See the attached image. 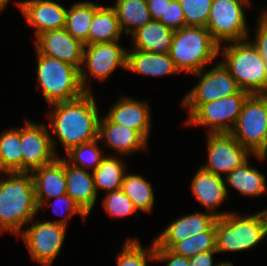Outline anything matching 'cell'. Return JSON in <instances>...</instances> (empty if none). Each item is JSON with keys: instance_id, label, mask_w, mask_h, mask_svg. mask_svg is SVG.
Segmentation results:
<instances>
[{"instance_id": "obj_1", "label": "cell", "mask_w": 267, "mask_h": 266, "mask_svg": "<svg viewBox=\"0 0 267 266\" xmlns=\"http://www.w3.org/2000/svg\"><path fill=\"white\" fill-rule=\"evenodd\" d=\"M96 101L93 92H85L77 99L47 106L51 142L58 157V144L66 153L74 146L98 139L101 111Z\"/></svg>"}, {"instance_id": "obj_2", "label": "cell", "mask_w": 267, "mask_h": 266, "mask_svg": "<svg viewBox=\"0 0 267 266\" xmlns=\"http://www.w3.org/2000/svg\"><path fill=\"white\" fill-rule=\"evenodd\" d=\"M31 172L0 173V234L17 237L34 218L38 219Z\"/></svg>"}, {"instance_id": "obj_3", "label": "cell", "mask_w": 267, "mask_h": 266, "mask_svg": "<svg viewBox=\"0 0 267 266\" xmlns=\"http://www.w3.org/2000/svg\"><path fill=\"white\" fill-rule=\"evenodd\" d=\"M267 239V206L255 213L231 211L216 220L218 253L250 251Z\"/></svg>"}, {"instance_id": "obj_4", "label": "cell", "mask_w": 267, "mask_h": 266, "mask_svg": "<svg viewBox=\"0 0 267 266\" xmlns=\"http://www.w3.org/2000/svg\"><path fill=\"white\" fill-rule=\"evenodd\" d=\"M219 46L206 27L185 26L174 32L168 54L181 74L190 75L216 62Z\"/></svg>"}, {"instance_id": "obj_5", "label": "cell", "mask_w": 267, "mask_h": 266, "mask_svg": "<svg viewBox=\"0 0 267 266\" xmlns=\"http://www.w3.org/2000/svg\"><path fill=\"white\" fill-rule=\"evenodd\" d=\"M219 57L241 90L262 94L267 89V64L248 39L221 44Z\"/></svg>"}, {"instance_id": "obj_6", "label": "cell", "mask_w": 267, "mask_h": 266, "mask_svg": "<svg viewBox=\"0 0 267 266\" xmlns=\"http://www.w3.org/2000/svg\"><path fill=\"white\" fill-rule=\"evenodd\" d=\"M36 87L46 104L70 101L86 91L80 81V71L69 63L40 54L36 49Z\"/></svg>"}, {"instance_id": "obj_7", "label": "cell", "mask_w": 267, "mask_h": 266, "mask_svg": "<svg viewBox=\"0 0 267 266\" xmlns=\"http://www.w3.org/2000/svg\"><path fill=\"white\" fill-rule=\"evenodd\" d=\"M204 69L190 74L198 78L195 84L182 97L180 106L190 115L200 104L209 103L223 97L236 94L241 89L236 80L221 61H216ZM213 66V67H212ZM208 68V69H207Z\"/></svg>"}, {"instance_id": "obj_8", "label": "cell", "mask_w": 267, "mask_h": 266, "mask_svg": "<svg viewBox=\"0 0 267 266\" xmlns=\"http://www.w3.org/2000/svg\"><path fill=\"white\" fill-rule=\"evenodd\" d=\"M252 0H213L206 28L219 44L242 41L251 32L246 8H252Z\"/></svg>"}, {"instance_id": "obj_9", "label": "cell", "mask_w": 267, "mask_h": 266, "mask_svg": "<svg viewBox=\"0 0 267 266\" xmlns=\"http://www.w3.org/2000/svg\"><path fill=\"white\" fill-rule=\"evenodd\" d=\"M119 42L122 41L84 46L83 63L79 71L80 81L86 92H93L90 78L104 83L117 69L126 72L128 47Z\"/></svg>"}, {"instance_id": "obj_10", "label": "cell", "mask_w": 267, "mask_h": 266, "mask_svg": "<svg viewBox=\"0 0 267 266\" xmlns=\"http://www.w3.org/2000/svg\"><path fill=\"white\" fill-rule=\"evenodd\" d=\"M251 94L240 90L236 94L200 104L184 120L185 125L206 128L205 133H230L242 111L244 102Z\"/></svg>"}, {"instance_id": "obj_11", "label": "cell", "mask_w": 267, "mask_h": 266, "mask_svg": "<svg viewBox=\"0 0 267 266\" xmlns=\"http://www.w3.org/2000/svg\"><path fill=\"white\" fill-rule=\"evenodd\" d=\"M253 155L267 156V101L261 94H251L230 132Z\"/></svg>"}, {"instance_id": "obj_12", "label": "cell", "mask_w": 267, "mask_h": 266, "mask_svg": "<svg viewBox=\"0 0 267 266\" xmlns=\"http://www.w3.org/2000/svg\"><path fill=\"white\" fill-rule=\"evenodd\" d=\"M38 220L34 217L17 238L23 240L33 262L40 266H53L64 246L68 227Z\"/></svg>"}, {"instance_id": "obj_13", "label": "cell", "mask_w": 267, "mask_h": 266, "mask_svg": "<svg viewBox=\"0 0 267 266\" xmlns=\"http://www.w3.org/2000/svg\"><path fill=\"white\" fill-rule=\"evenodd\" d=\"M205 134L207 160L205 164L200 165L205 171L225 177L235 168L242 166L251 157L262 163L267 160V156L253 155L231 133Z\"/></svg>"}, {"instance_id": "obj_14", "label": "cell", "mask_w": 267, "mask_h": 266, "mask_svg": "<svg viewBox=\"0 0 267 266\" xmlns=\"http://www.w3.org/2000/svg\"><path fill=\"white\" fill-rule=\"evenodd\" d=\"M21 127L23 171L32 172L53 162L56 155L47 123L24 119Z\"/></svg>"}, {"instance_id": "obj_15", "label": "cell", "mask_w": 267, "mask_h": 266, "mask_svg": "<svg viewBox=\"0 0 267 266\" xmlns=\"http://www.w3.org/2000/svg\"><path fill=\"white\" fill-rule=\"evenodd\" d=\"M104 115L115 124L136 130L148 143L152 132L151 105L146 100L120 95Z\"/></svg>"}, {"instance_id": "obj_16", "label": "cell", "mask_w": 267, "mask_h": 266, "mask_svg": "<svg viewBox=\"0 0 267 266\" xmlns=\"http://www.w3.org/2000/svg\"><path fill=\"white\" fill-rule=\"evenodd\" d=\"M32 43L40 54L69 63L80 70L85 45L65 28L45 31Z\"/></svg>"}, {"instance_id": "obj_17", "label": "cell", "mask_w": 267, "mask_h": 266, "mask_svg": "<svg viewBox=\"0 0 267 266\" xmlns=\"http://www.w3.org/2000/svg\"><path fill=\"white\" fill-rule=\"evenodd\" d=\"M25 18V23L34 29V39L41 33L65 27L67 5L54 0H13Z\"/></svg>"}, {"instance_id": "obj_18", "label": "cell", "mask_w": 267, "mask_h": 266, "mask_svg": "<svg viewBox=\"0 0 267 266\" xmlns=\"http://www.w3.org/2000/svg\"><path fill=\"white\" fill-rule=\"evenodd\" d=\"M98 139L107 155L127 157L140 151H147L149 143L136 131L128 127L112 123L104 114L99 121ZM106 147V148H105Z\"/></svg>"}, {"instance_id": "obj_19", "label": "cell", "mask_w": 267, "mask_h": 266, "mask_svg": "<svg viewBox=\"0 0 267 266\" xmlns=\"http://www.w3.org/2000/svg\"><path fill=\"white\" fill-rule=\"evenodd\" d=\"M190 191L196 201L205 207L206 212L213 214L216 218H222L231 212V210L220 211L218 209L229 199L224 177L199 167L191 179Z\"/></svg>"}, {"instance_id": "obj_20", "label": "cell", "mask_w": 267, "mask_h": 266, "mask_svg": "<svg viewBox=\"0 0 267 266\" xmlns=\"http://www.w3.org/2000/svg\"><path fill=\"white\" fill-rule=\"evenodd\" d=\"M31 173L38 208L45 201L66 194L63 157L59 156L53 162L37 168Z\"/></svg>"}, {"instance_id": "obj_21", "label": "cell", "mask_w": 267, "mask_h": 266, "mask_svg": "<svg viewBox=\"0 0 267 266\" xmlns=\"http://www.w3.org/2000/svg\"><path fill=\"white\" fill-rule=\"evenodd\" d=\"M126 71L153 78L181 74L168 53H154L137 49H128Z\"/></svg>"}, {"instance_id": "obj_22", "label": "cell", "mask_w": 267, "mask_h": 266, "mask_svg": "<svg viewBox=\"0 0 267 266\" xmlns=\"http://www.w3.org/2000/svg\"><path fill=\"white\" fill-rule=\"evenodd\" d=\"M66 194L90 216L98 200L93 172L74 167L64 159Z\"/></svg>"}, {"instance_id": "obj_23", "label": "cell", "mask_w": 267, "mask_h": 266, "mask_svg": "<svg viewBox=\"0 0 267 266\" xmlns=\"http://www.w3.org/2000/svg\"><path fill=\"white\" fill-rule=\"evenodd\" d=\"M250 162L249 159L224 177L228 197L231 196L229 187L245 197L256 199L267 195L266 175L263 171H259L257 167L252 166Z\"/></svg>"}, {"instance_id": "obj_24", "label": "cell", "mask_w": 267, "mask_h": 266, "mask_svg": "<svg viewBox=\"0 0 267 266\" xmlns=\"http://www.w3.org/2000/svg\"><path fill=\"white\" fill-rule=\"evenodd\" d=\"M174 30L159 20H151L137 29L129 37L131 48L154 53H168L172 44Z\"/></svg>"}, {"instance_id": "obj_25", "label": "cell", "mask_w": 267, "mask_h": 266, "mask_svg": "<svg viewBox=\"0 0 267 266\" xmlns=\"http://www.w3.org/2000/svg\"><path fill=\"white\" fill-rule=\"evenodd\" d=\"M123 35L115 10L111 5L101 4L91 22L88 45L121 41Z\"/></svg>"}, {"instance_id": "obj_26", "label": "cell", "mask_w": 267, "mask_h": 266, "mask_svg": "<svg viewBox=\"0 0 267 266\" xmlns=\"http://www.w3.org/2000/svg\"><path fill=\"white\" fill-rule=\"evenodd\" d=\"M124 158L126 157L106 155L93 171L95 189L98 195L99 191L106 194L121 189L122 181L128 171Z\"/></svg>"}, {"instance_id": "obj_27", "label": "cell", "mask_w": 267, "mask_h": 266, "mask_svg": "<svg viewBox=\"0 0 267 266\" xmlns=\"http://www.w3.org/2000/svg\"><path fill=\"white\" fill-rule=\"evenodd\" d=\"M111 7L126 38L152 20L147 0H115Z\"/></svg>"}, {"instance_id": "obj_28", "label": "cell", "mask_w": 267, "mask_h": 266, "mask_svg": "<svg viewBox=\"0 0 267 266\" xmlns=\"http://www.w3.org/2000/svg\"><path fill=\"white\" fill-rule=\"evenodd\" d=\"M151 183L140 173L126 172L124 176L121 190L132 201L138 213L151 214L154 210L156 197Z\"/></svg>"}, {"instance_id": "obj_29", "label": "cell", "mask_w": 267, "mask_h": 266, "mask_svg": "<svg viewBox=\"0 0 267 266\" xmlns=\"http://www.w3.org/2000/svg\"><path fill=\"white\" fill-rule=\"evenodd\" d=\"M101 6L90 0L76 1L67 8L65 29L74 38L88 45V35L96 10Z\"/></svg>"}, {"instance_id": "obj_30", "label": "cell", "mask_w": 267, "mask_h": 266, "mask_svg": "<svg viewBox=\"0 0 267 266\" xmlns=\"http://www.w3.org/2000/svg\"><path fill=\"white\" fill-rule=\"evenodd\" d=\"M23 171L21 127H10L0 133V173Z\"/></svg>"}, {"instance_id": "obj_31", "label": "cell", "mask_w": 267, "mask_h": 266, "mask_svg": "<svg viewBox=\"0 0 267 266\" xmlns=\"http://www.w3.org/2000/svg\"><path fill=\"white\" fill-rule=\"evenodd\" d=\"M144 247L138 237H127L116 252V266H148V263H155L154 241Z\"/></svg>"}, {"instance_id": "obj_32", "label": "cell", "mask_w": 267, "mask_h": 266, "mask_svg": "<svg viewBox=\"0 0 267 266\" xmlns=\"http://www.w3.org/2000/svg\"><path fill=\"white\" fill-rule=\"evenodd\" d=\"M100 140L81 144L72 147L62 156L69 164L74 167L94 171L101 163L102 159L108 154L100 147Z\"/></svg>"}, {"instance_id": "obj_33", "label": "cell", "mask_w": 267, "mask_h": 266, "mask_svg": "<svg viewBox=\"0 0 267 266\" xmlns=\"http://www.w3.org/2000/svg\"><path fill=\"white\" fill-rule=\"evenodd\" d=\"M53 200V201H52ZM47 207H51L53 215L59 216L60 218H57L55 220H45L48 222H54L56 224L64 225L66 227H69V219L73 218L75 215H79L83 222H85L87 219H89V215L81 208L79 204H77L70 196L67 194L58 196L52 199H49L45 201L40 207L39 212L41 210H44L43 213L46 210Z\"/></svg>"}, {"instance_id": "obj_34", "label": "cell", "mask_w": 267, "mask_h": 266, "mask_svg": "<svg viewBox=\"0 0 267 266\" xmlns=\"http://www.w3.org/2000/svg\"><path fill=\"white\" fill-rule=\"evenodd\" d=\"M210 250H216V222L207 231L177 242L170 249L171 252L186 258Z\"/></svg>"}, {"instance_id": "obj_35", "label": "cell", "mask_w": 267, "mask_h": 266, "mask_svg": "<svg viewBox=\"0 0 267 266\" xmlns=\"http://www.w3.org/2000/svg\"><path fill=\"white\" fill-rule=\"evenodd\" d=\"M191 237L188 227V213L170 221L165 228L153 239L155 248L171 249L177 242Z\"/></svg>"}, {"instance_id": "obj_36", "label": "cell", "mask_w": 267, "mask_h": 266, "mask_svg": "<svg viewBox=\"0 0 267 266\" xmlns=\"http://www.w3.org/2000/svg\"><path fill=\"white\" fill-rule=\"evenodd\" d=\"M101 202L106 215L112 219L128 218L129 216L139 218L140 214L133 206L132 201L121 189L104 194Z\"/></svg>"}, {"instance_id": "obj_37", "label": "cell", "mask_w": 267, "mask_h": 266, "mask_svg": "<svg viewBox=\"0 0 267 266\" xmlns=\"http://www.w3.org/2000/svg\"><path fill=\"white\" fill-rule=\"evenodd\" d=\"M186 26L206 27L213 0H178Z\"/></svg>"}, {"instance_id": "obj_38", "label": "cell", "mask_w": 267, "mask_h": 266, "mask_svg": "<svg viewBox=\"0 0 267 266\" xmlns=\"http://www.w3.org/2000/svg\"><path fill=\"white\" fill-rule=\"evenodd\" d=\"M259 11L258 17L256 18L255 30L253 31L254 34L249 33L247 39L253 44L267 64V6H263Z\"/></svg>"}, {"instance_id": "obj_39", "label": "cell", "mask_w": 267, "mask_h": 266, "mask_svg": "<svg viewBox=\"0 0 267 266\" xmlns=\"http://www.w3.org/2000/svg\"><path fill=\"white\" fill-rule=\"evenodd\" d=\"M159 21L174 31L186 26L184 13L178 0L170 1Z\"/></svg>"}, {"instance_id": "obj_40", "label": "cell", "mask_w": 267, "mask_h": 266, "mask_svg": "<svg viewBox=\"0 0 267 266\" xmlns=\"http://www.w3.org/2000/svg\"><path fill=\"white\" fill-rule=\"evenodd\" d=\"M216 220L217 218L213 214L206 211L188 213V227L191 237L207 231Z\"/></svg>"}, {"instance_id": "obj_41", "label": "cell", "mask_w": 267, "mask_h": 266, "mask_svg": "<svg viewBox=\"0 0 267 266\" xmlns=\"http://www.w3.org/2000/svg\"><path fill=\"white\" fill-rule=\"evenodd\" d=\"M164 263L165 266H189V258L177 255L169 249L155 248V263Z\"/></svg>"}, {"instance_id": "obj_42", "label": "cell", "mask_w": 267, "mask_h": 266, "mask_svg": "<svg viewBox=\"0 0 267 266\" xmlns=\"http://www.w3.org/2000/svg\"><path fill=\"white\" fill-rule=\"evenodd\" d=\"M215 254H219L217 250L203 251L192 258H189V266H234L229 260L216 261Z\"/></svg>"}, {"instance_id": "obj_43", "label": "cell", "mask_w": 267, "mask_h": 266, "mask_svg": "<svg viewBox=\"0 0 267 266\" xmlns=\"http://www.w3.org/2000/svg\"><path fill=\"white\" fill-rule=\"evenodd\" d=\"M171 0H147L152 20H160Z\"/></svg>"}, {"instance_id": "obj_44", "label": "cell", "mask_w": 267, "mask_h": 266, "mask_svg": "<svg viewBox=\"0 0 267 266\" xmlns=\"http://www.w3.org/2000/svg\"><path fill=\"white\" fill-rule=\"evenodd\" d=\"M12 0H0V14H2L4 12V10L6 8H8V5H10V3Z\"/></svg>"}, {"instance_id": "obj_45", "label": "cell", "mask_w": 267, "mask_h": 266, "mask_svg": "<svg viewBox=\"0 0 267 266\" xmlns=\"http://www.w3.org/2000/svg\"><path fill=\"white\" fill-rule=\"evenodd\" d=\"M264 99L267 101V89L261 94Z\"/></svg>"}]
</instances>
